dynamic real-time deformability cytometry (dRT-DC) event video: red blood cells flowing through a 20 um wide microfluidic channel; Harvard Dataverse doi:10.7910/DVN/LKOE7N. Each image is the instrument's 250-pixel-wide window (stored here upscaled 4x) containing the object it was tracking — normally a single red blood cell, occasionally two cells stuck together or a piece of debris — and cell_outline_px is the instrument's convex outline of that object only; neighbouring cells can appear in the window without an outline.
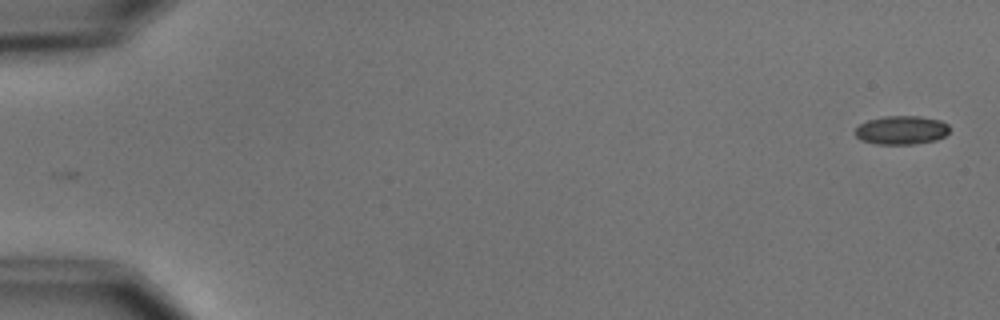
{"species": "common noctule bat (a hibernating species)", "species_latin": "Nyctalus noctula", "temperature_condition": "cold", "stored_images_in_passage": 2, "camera_frame_rate_fps": 3000, "um_per_image_px": 0.085, "animal": {"sex": "male", "body_mass_g": 15.6}, "frame": {"image": 1, "passage_image": 2, "time_ms": 1.333, "image_size_px": [1000, 320], "cell_outline_px": [[948, 132], [944, 136], [936, 140], [912, 144], [876, 144], [860, 140], [856, 136], [856, 128], [860, 124], [868, 120], [884, 116], [920, 116], [940, 120], [948, 124]], "centroid_in_image_um": [76.62, 11.06], "position_along_channel_um": 8.4, "area_um2": 15.72}}